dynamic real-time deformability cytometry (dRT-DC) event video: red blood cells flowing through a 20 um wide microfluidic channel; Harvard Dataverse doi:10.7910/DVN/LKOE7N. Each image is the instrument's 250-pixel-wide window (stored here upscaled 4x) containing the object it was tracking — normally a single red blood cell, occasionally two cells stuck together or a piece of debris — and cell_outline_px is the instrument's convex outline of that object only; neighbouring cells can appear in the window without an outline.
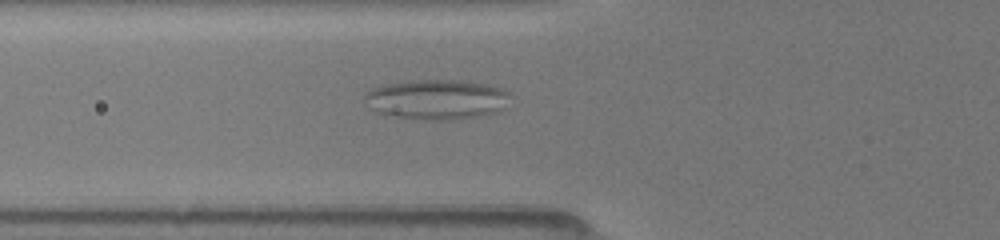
{"species": "common noctule bat (a hibernating species)", "species_latin": "Nyctalus noctula", "temperature_condition": "room temperature", "stored_images_in_passage": 6, "camera_frame_rate_fps": 3000, "um_per_image_px": 0.085, "animal": {"sex": "female", "body_mass_g": 19.5, "forearm_length_mm": 54.1}, "frame": {"image": 1, "passage_image": 2, "time_ms": 1.0, "image_size_px": [1000, 240], "cell_outline_px": [[508, 92], [504, 108], [496, 112], [476, 116], [448, 120], [428, 120], [388, 116], [376, 112], [368, 108], [364, 96], [368, 92], [376, 88], [388, 84], [412, 80], [452, 80], [484, 84], [500, 88]], "centroid_in_image_um": [37.06, 8.47], "position_along_channel_um": 88.7, "area_um2": 33.41}}
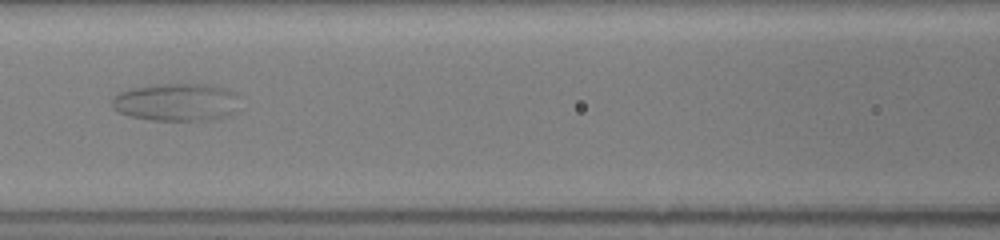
{"frame": {"image": 2, "passage_image": 4, "time_ms": 2.667, "image_size_px": [1000, 240], "cell_outline_px": [[240, 96], [236, 112], [228, 116], [208, 120], [152, 120], [128, 116], [112, 108], [112, 96], [120, 92], [132, 88], [164, 84], [204, 84], [236, 92]], "centroid_in_image_um": [15.02, 8.69], "position_along_channel_um": 151.6, "area_um2": 28.15}}
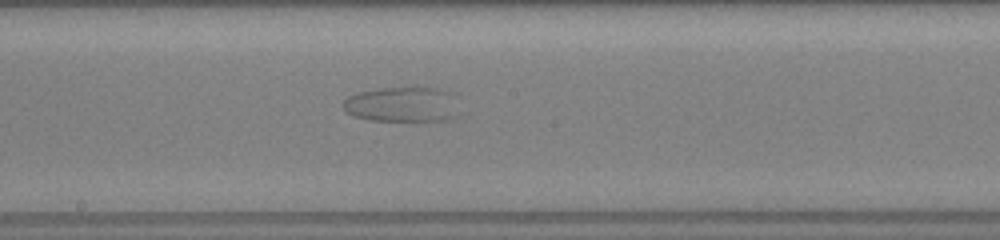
{"frame": {"image": 3, "passage_image": 6, "time_ms": 4.333, "image_size_px": [1000, 240], "cell_outline_px": [[464, 116], [452, 120], [416, 124], [368, 120], [352, 116], [344, 112], [344, 100], [348, 96], [360, 92], [384, 88], [432, 88], [452, 92]], "centroid_in_image_um": [34.33, 8.97], "position_along_channel_um": 213.9, "area_um2": 25.37}}